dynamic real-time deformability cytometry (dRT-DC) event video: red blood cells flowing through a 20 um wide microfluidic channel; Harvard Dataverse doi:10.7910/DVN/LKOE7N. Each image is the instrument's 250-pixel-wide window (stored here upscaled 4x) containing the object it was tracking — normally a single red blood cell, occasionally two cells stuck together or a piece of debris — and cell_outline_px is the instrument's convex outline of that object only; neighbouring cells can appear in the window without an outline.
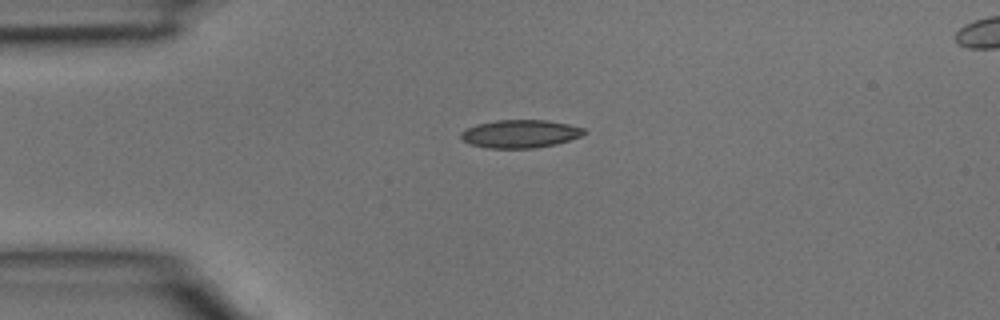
{"species": "common noctule bat (a hibernating species)", "species_latin": "Nyctalus noctula", "temperature_condition": "room temperature", "stored_images_in_passage": 2, "camera_frame_rate_fps": 3000, "um_per_image_px": 0.085, "animal": {"sex": "male", "body_mass_g": 15.6}, "frame": {"image": 1, "passage_image": 1, "time_ms": 0.0, "image_size_px": [1000, 320], "cell_outline_px": [[588, 132], [580, 136], [556, 144], [536, 148], [488, 148], [472, 144], [464, 140], [460, 136], [460, 132], [476, 124], [496, 120], [548, 120], [568, 124], [584, 128]], "centroid_in_image_um": [44.23, 11.37], "position_along_channel_um": 40.8, "area_um2": 20.06}}